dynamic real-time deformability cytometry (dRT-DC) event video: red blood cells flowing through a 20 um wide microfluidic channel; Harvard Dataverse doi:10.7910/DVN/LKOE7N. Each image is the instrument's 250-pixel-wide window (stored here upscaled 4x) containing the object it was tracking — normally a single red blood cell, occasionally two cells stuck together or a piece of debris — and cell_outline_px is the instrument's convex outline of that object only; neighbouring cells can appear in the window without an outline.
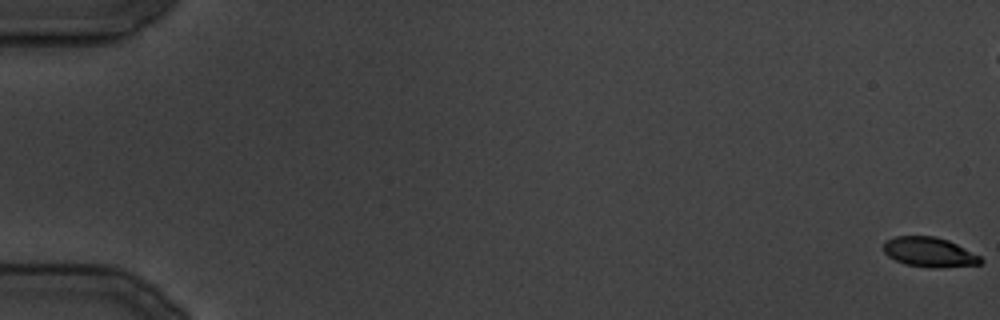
{"species": "common noctule bat (a hibernating species)", "species_latin": "Nyctalus noctula", "temperature_condition": "cold", "stored_images_in_passage": 36, "camera_frame_rate_fps": 3000, "um_per_image_px": 0.085, "animal": {"sex": "male", "body_mass_g": 19.5, "forearm_length_mm": 54.6}, "frame": {"image": 1, "passage_image": 1, "time_ms": 0.0, "image_size_px": [1000, 320], "cell_outline_px": [[984, 260], [980, 264], [936, 268], [932, 268], [904, 264], [888, 256], [884, 252], [884, 240], [896, 236], [936, 236], [948, 240], [980, 256]], "centroid_in_image_um": [78.98, 21.43], "position_along_channel_um": 6.0, "area_um2": 16.82}}
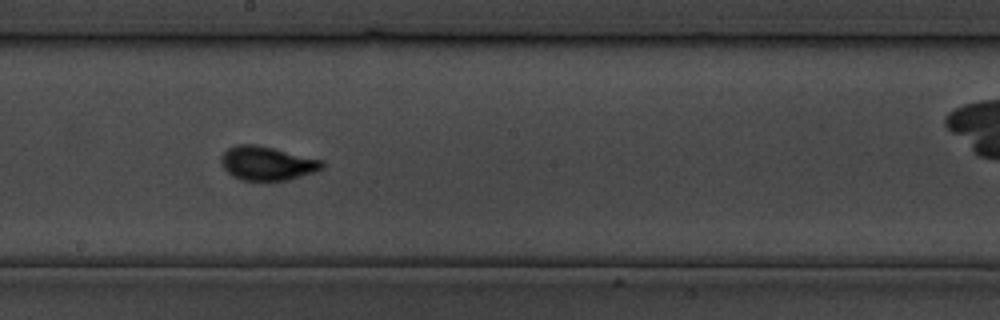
{"frame": {"image": 2, "passage_image": 21, "time_ms": 24.667, "image_size_px": [1000, 320], "cell_outline_px": [[324, 168], [316, 172], [288, 180], [240, 180], [232, 176], [224, 168], [220, 160], [220, 156], [228, 148], [236, 144], [256, 144], [324, 160]], "centroid_in_image_um": [22.72, 13.88], "position_along_channel_um": 225.5, "area_um2": 20.11}}
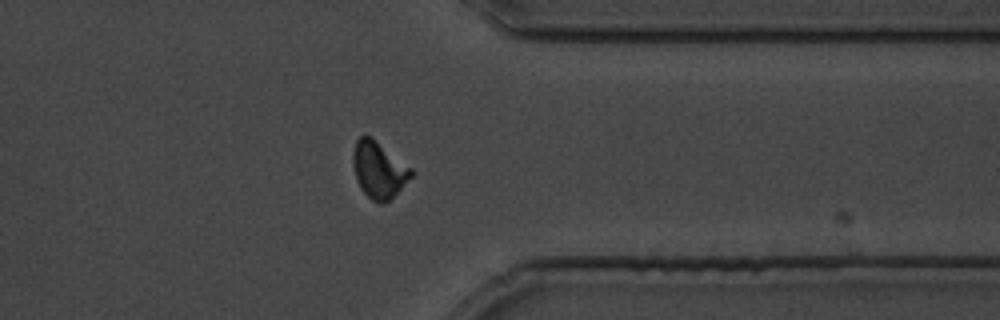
{"frame": {"image": 3, "passage_image": 29, "time_ms": 34.667, "image_size_px": [1000, 320], "cell_outline_px": [[412, 176], [384, 204], [380, 204], [372, 200], [360, 188], [356, 180], [352, 164], [352, 152], [356, 140], [364, 132], [372, 136], [412, 168]], "centroid_in_image_um": [32.15, 14.38], "position_along_channel_um": 379.3, "area_um2": 19.36}}